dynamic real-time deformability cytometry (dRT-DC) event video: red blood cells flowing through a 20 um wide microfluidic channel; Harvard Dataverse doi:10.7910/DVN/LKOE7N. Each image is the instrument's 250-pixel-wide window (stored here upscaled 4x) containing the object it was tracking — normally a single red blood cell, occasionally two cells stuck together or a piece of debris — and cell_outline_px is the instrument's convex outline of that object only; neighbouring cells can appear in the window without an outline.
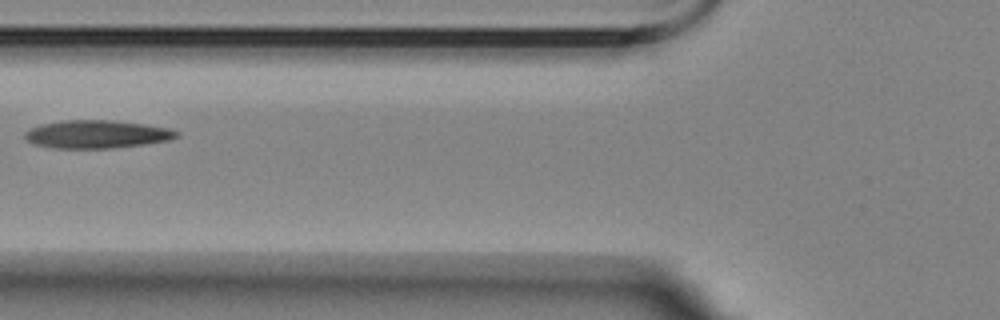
{"species": "Egyptian fruit bat (a non-hibernating species)", "species_latin": "Rousettus aegyptiacus", "temperature_condition": "room temperature", "stored_images_in_passage": 6, "camera_frame_rate_fps": 3000, "um_per_image_px": 0.085, "animal": {"sex": "female"}, "frame": {"image": 1, "passage_image": 4, "time_ms": 6.0, "image_size_px": [1000, 320], "cell_outline_px": [[180, 136], [168, 140], [144, 144], [112, 148], [56, 148], [36, 144], [28, 140], [24, 136], [24, 132], [28, 128], [40, 124], [64, 120], [108, 120], [144, 124], [168, 128], [180, 132]], "centroid_in_image_um": [8.22, 11.4], "position_along_channel_um": 117.6, "area_um2": 24.68}}
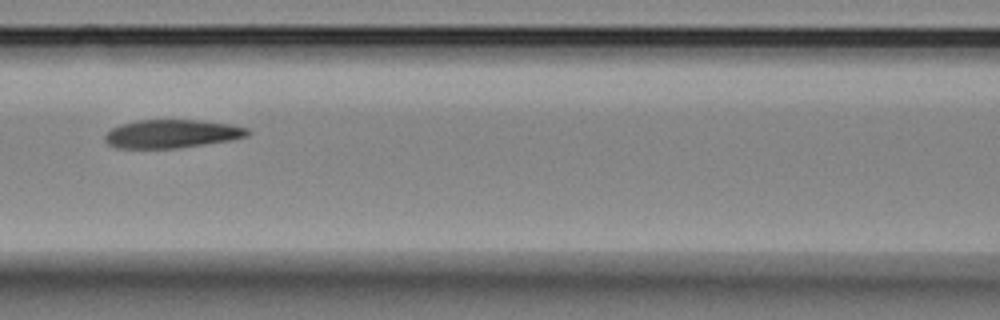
{"frame": {"image": 2, "passage_image": 5, "time_ms": 7.0, "image_size_px": [1000, 320], "cell_outline_px": [[252, 132], [248, 136], [228, 140], [204, 144], [176, 148], [116, 148], [108, 144], [104, 140], [104, 136], [112, 128], [120, 124], [136, 120], [196, 120], [232, 124], [248, 128]], "centroid_in_image_um": [14.6, 11.37], "position_along_channel_um": 152.0, "area_um2": 23.58}}
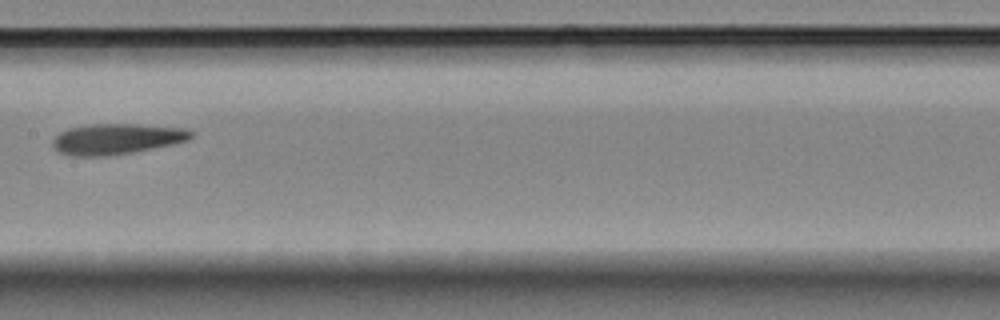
{"frame": {"image": 3, "passage_image": 6, "time_ms": 8.333, "image_size_px": [1000, 320], "cell_outline_px": [[196, 132], [188, 140], [172, 144], [132, 152], [104, 156], [76, 156], [60, 152], [52, 144], [52, 140], [60, 132], [68, 128], [88, 124], [136, 124], [188, 128]], "centroid_in_image_um": [9.94, 11.79], "position_along_channel_um": 197.5, "area_um2": 24.68}}